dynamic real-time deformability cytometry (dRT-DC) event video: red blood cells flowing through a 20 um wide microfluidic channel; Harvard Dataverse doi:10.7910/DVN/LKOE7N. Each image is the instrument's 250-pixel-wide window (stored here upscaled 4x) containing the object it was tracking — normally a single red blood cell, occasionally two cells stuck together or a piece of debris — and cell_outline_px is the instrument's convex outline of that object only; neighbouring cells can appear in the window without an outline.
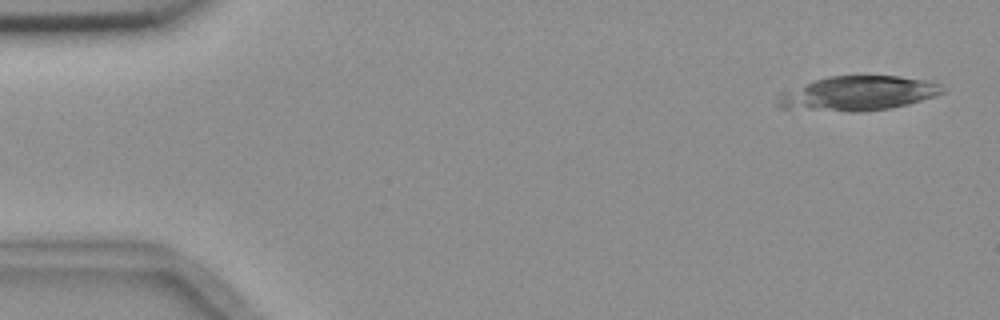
{"species": "common noctule bat (a hibernating species)", "species_latin": "Nyctalus noctula", "temperature_condition": "room temperature", "stored_images_in_passage": 7, "camera_frame_rate_fps": 3000, "um_per_image_px": 0.085, "animal": {"sex": "female", "body_mass_g": 18.4}, "frame": {"image": 1, "passage_image": 1, "time_ms": 0.0, "image_size_px": [1000, 320], "cell_outline_px": [[948, 92], [908, 104], [892, 108], [864, 112], [848, 112], [780, 108], [776, 104], [776, 96], [780, 92], [812, 80], [828, 76], [900, 76], [932, 80], [944, 84]], "centroid_in_image_um": [72.96, 7.93], "position_along_channel_um": 12.0, "area_um2": 34.04}}
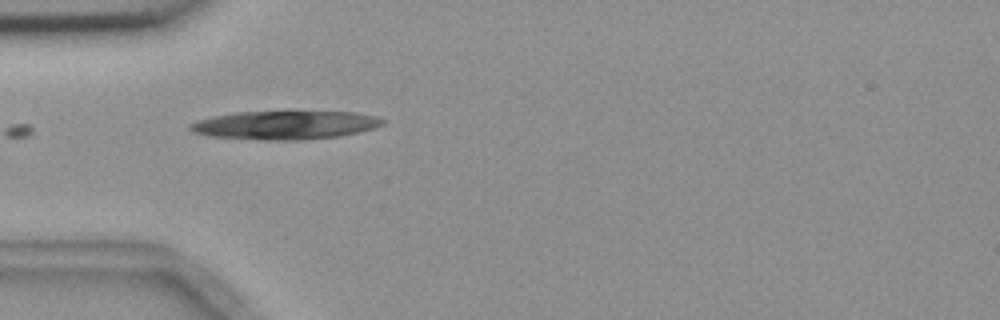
{"frame": {"image": 2, "passage_image": 5, "time_ms": 4.667, "image_size_px": [1000, 320], "cell_outline_px": [[384, 124], [372, 128], [340, 136], [296, 140], [264, 140], [208, 136], [192, 132], [188, 128], [188, 124], [200, 120], [216, 116], [236, 112], [356, 112], [380, 116], [384, 120]], "centroid_in_image_um": [24.23, 10.63], "position_along_channel_um": 60.8, "area_um2": 31.79}}